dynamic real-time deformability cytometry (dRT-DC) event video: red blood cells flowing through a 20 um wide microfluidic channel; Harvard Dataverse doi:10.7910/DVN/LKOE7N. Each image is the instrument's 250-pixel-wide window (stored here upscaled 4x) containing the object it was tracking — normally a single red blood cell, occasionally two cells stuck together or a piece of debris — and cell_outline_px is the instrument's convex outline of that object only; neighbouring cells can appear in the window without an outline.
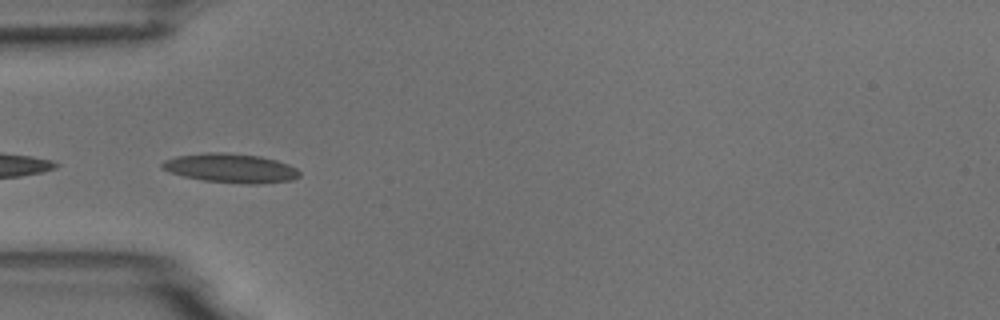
{"species": "common noctule bat (a hibernating species)", "species_latin": "Nyctalus noctula", "temperature_condition": "room temperature", "stored_images_in_passage": 8, "camera_frame_rate_fps": 3000, "um_per_image_px": 0.085, "animal": {"sex": "male", "body_mass_g": 18.8}, "frame": {"image": 1, "passage_image": 4, "time_ms": 3.333, "image_size_px": [1000, 320], "cell_outline_px": [[300, 176], [292, 180], [260, 184], [248, 184], [204, 180], [184, 176], [160, 168], [160, 164], [164, 160], [176, 156], [208, 152], [224, 152], [260, 156], [276, 160], [288, 164], [296, 168], [300, 172]], "centroid_in_image_um": [19.62, 14.29], "position_along_channel_um": 65.4, "area_um2": 23.29}}
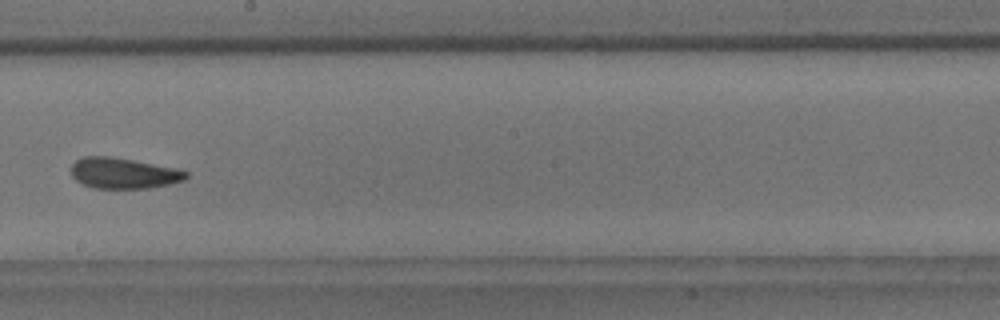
{"frame": {"image": 2, "passage_image": 8, "time_ms": 8.0, "image_size_px": [1000, 320], "cell_outline_px": [[188, 176], [184, 180], [168, 184], [148, 188], [92, 188], [76, 180], [72, 176], [72, 164], [76, 160], [84, 156], [108, 156], [132, 160], [176, 168], [188, 172]], "centroid_in_image_um": [10.49, 14.72], "position_along_channel_um": 237.7, "area_um2": 20.4}}